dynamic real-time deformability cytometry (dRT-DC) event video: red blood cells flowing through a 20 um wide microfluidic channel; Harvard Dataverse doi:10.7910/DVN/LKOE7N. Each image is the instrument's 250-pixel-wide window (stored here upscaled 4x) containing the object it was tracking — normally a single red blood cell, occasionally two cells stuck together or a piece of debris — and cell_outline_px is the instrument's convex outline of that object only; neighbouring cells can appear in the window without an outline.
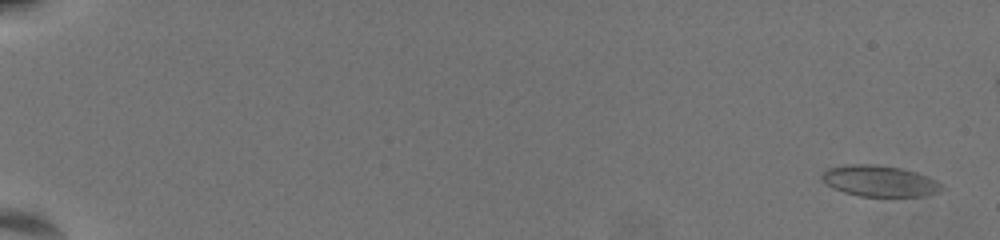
{"species": "common noctule bat (a hibernating species)", "species_latin": "Nyctalus noctula", "temperature_condition": "warm", "stored_images_in_passage": 61, "camera_frame_rate_fps": 3000, "um_per_image_px": 0.085, "animal": {"sex": "female", "body_mass_g": 19.5, "forearm_length_mm": 54.1}, "frame": {"image": 1, "passage_image": 3, "time_ms": 0.667, "image_size_px": [1000, 240], "cell_outline_px": [[944, 188], [936, 192], [920, 196], [860, 196], [844, 192], [832, 188], [820, 180], [820, 176], [828, 168], [844, 164], [876, 164], [900, 168], [916, 172], [936, 180]], "centroid_in_image_um": [74.69, 15.37], "position_along_channel_um": 10.3, "area_um2": 21.68}}
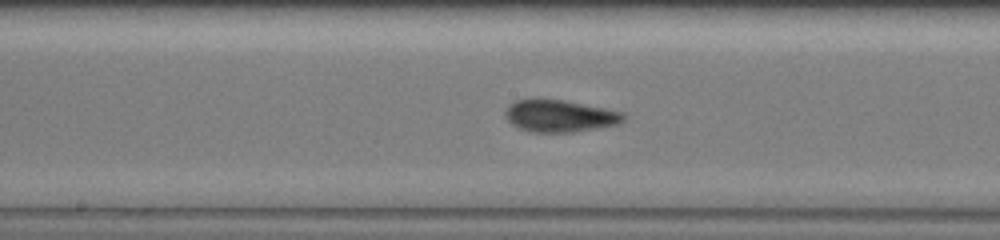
{"frame": {"image": 2, "passage_image": 37, "time_ms": 12.0, "image_size_px": [1000, 240], "cell_outline_px": [[624, 120], [620, 124], [600, 128], [572, 132], [532, 132], [520, 128], [512, 124], [504, 116], [504, 112], [508, 104], [516, 100], [564, 100], [624, 112]], "centroid_in_image_um": [47.59, 9.87], "position_along_channel_um": 200.6, "area_um2": 22.02}}
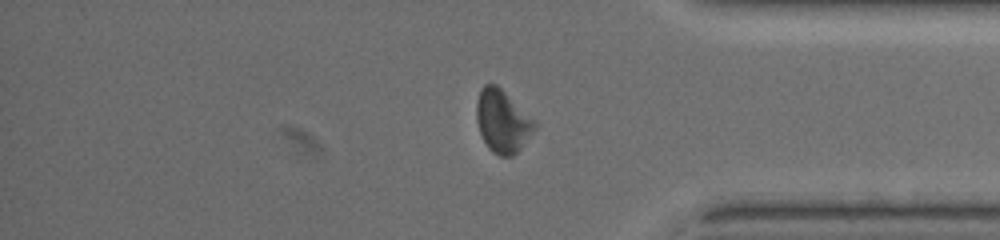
{"frame": {"image": 3, "passage_image": 54, "time_ms": 17.667, "image_size_px": [1000, 240], "cell_outline_px": [[540, 124], [520, 148], [512, 156], [500, 156], [492, 152], [488, 148], [480, 132], [476, 120], [476, 104], [480, 88], [484, 84], [496, 84], [536, 120]], "centroid_in_image_um": [42.72, 10.29], "position_along_channel_um": 392.5, "area_um2": 21.39}}